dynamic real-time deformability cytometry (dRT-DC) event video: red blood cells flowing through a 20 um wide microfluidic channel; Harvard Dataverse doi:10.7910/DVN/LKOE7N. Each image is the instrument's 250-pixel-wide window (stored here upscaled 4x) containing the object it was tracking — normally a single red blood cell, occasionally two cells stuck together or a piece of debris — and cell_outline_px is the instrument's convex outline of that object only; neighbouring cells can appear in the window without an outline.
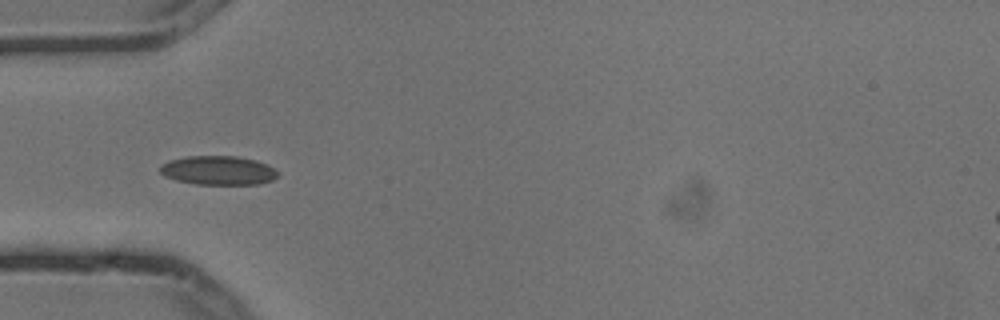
{"species": "common noctule bat (a hibernating species)", "species_latin": "Nyctalus noctula", "temperature_condition": "cold", "stored_images_in_passage": 4, "camera_frame_rate_fps": 3000, "um_per_image_px": 0.085, "animal": {"sex": "male", "body_mass_g": 13.3}, "frame": {"image": 1, "passage_image": 4, "time_ms": 1.0, "image_size_px": [1000, 320], "cell_outline_px": [[280, 176], [272, 180], [260, 184], [196, 184], [176, 180], [164, 176], [160, 172], [160, 164], [168, 160], [188, 156], [236, 156], [256, 160], [268, 164]], "centroid_in_image_um": [18.54, 14.48], "position_along_channel_um": 66.5, "area_um2": 20.0}}